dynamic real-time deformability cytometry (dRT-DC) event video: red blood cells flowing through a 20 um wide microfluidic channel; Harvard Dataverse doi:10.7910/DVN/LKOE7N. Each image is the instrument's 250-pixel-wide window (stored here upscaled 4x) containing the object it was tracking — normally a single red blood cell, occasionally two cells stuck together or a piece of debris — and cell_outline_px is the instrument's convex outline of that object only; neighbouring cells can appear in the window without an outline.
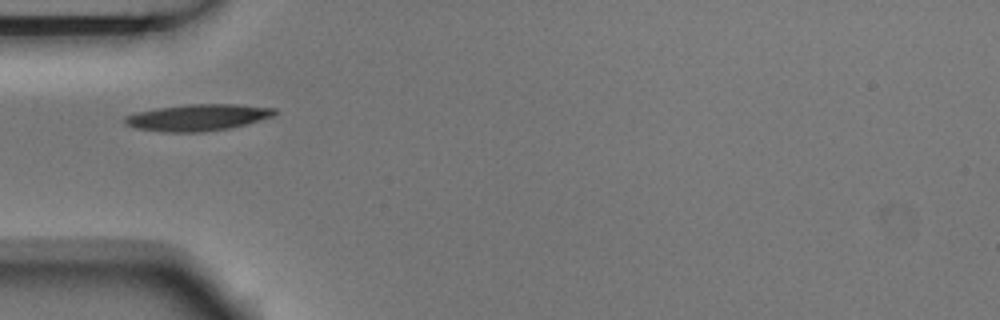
{"species": "Egyptian fruit bat (a non-hibernating species)", "species_latin": "Rousettus aegyptiacus", "temperature_condition": "room temperature", "stored_images_in_passage": 8, "camera_frame_rate_fps": 3000, "um_per_image_px": 0.085, "animal": {"sex": "male"}, "frame": {"image": 1, "passage_image": 3, "time_ms": 0.667, "image_size_px": [1000, 320], "cell_outline_px": [[276, 112], [272, 116], [244, 124], [228, 128], [204, 132], [164, 132], [136, 128], [124, 124], [124, 116], [136, 112], [156, 108], [188, 104], [236, 104], [276, 108]], "centroid_in_image_um": [16.75, 9.98], "position_along_channel_um": 68.3, "area_um2": 23.06}}
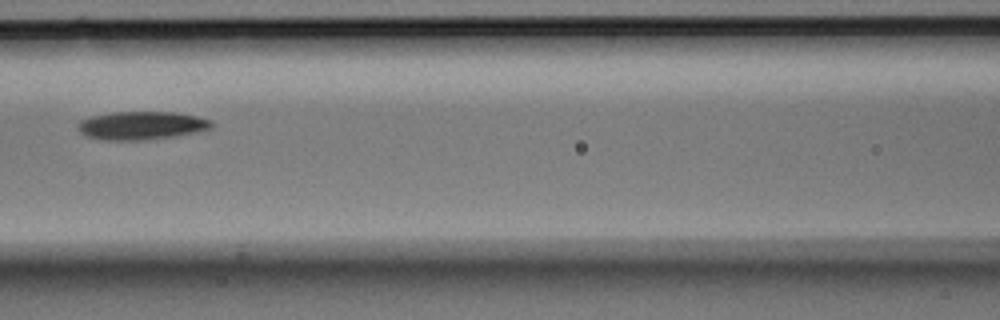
{"frame": {"image": 2, "passage_image": 5, "time_ms": 1.333, "image_size_px": [1000, 320], "cell_outline_px": [[212, 128], [196, 132], [176, 136], [144, 140], [104, 140], [84, 136], [80, 132], [76, 124], [80, 120], [92, 116], [112, 112], [172, 112], [196, 116], [212, 120]], "centroid_in_image_um": [12.0, 10.67], "position_along_channel_um": 154.6, "area_um2": 22.08}}
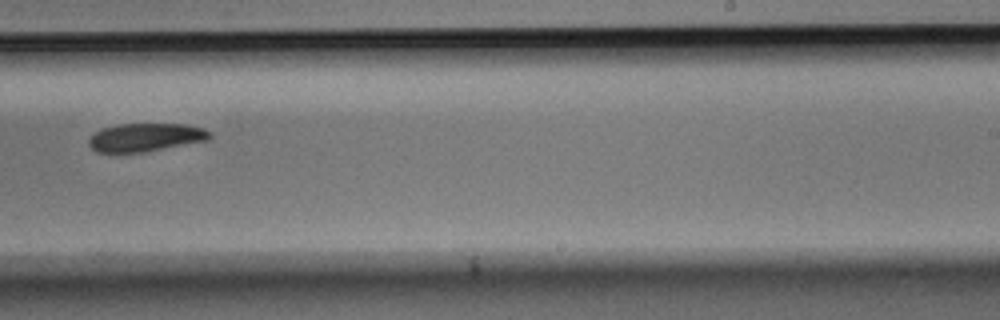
{"frame": {"image": 3, "passage_image": 8, "time_ms": 2.333, "image_size_px": [1000, 320], "cell_outline_px": [[212, 136], [208, 140], [144, 152], [96, 152], [88, 144], [88, 140], [92, 132], [100, 128], [116, 124], [188, 124], [204, 128], [212, 132]], "centroid_in_image_um": [12.35, 11.66], "position_along_channel_um": 276.6, "area_um2": 20.17}}